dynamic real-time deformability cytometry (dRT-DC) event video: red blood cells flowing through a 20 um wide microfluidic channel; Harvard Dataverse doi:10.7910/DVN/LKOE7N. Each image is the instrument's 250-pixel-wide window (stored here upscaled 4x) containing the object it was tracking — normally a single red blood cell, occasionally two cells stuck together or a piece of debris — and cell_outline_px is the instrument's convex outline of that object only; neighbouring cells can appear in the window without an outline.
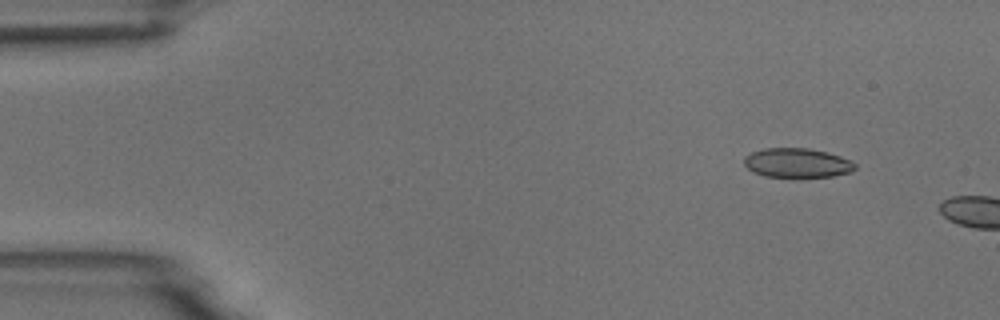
{"species": "common noctule bat (a hibernating species)", "species_latin": "Nyctalus noctula", "temperature_condition": "room temperature", "stored_images_in_passage": 3, "camera_frame_rate_fps": 3000, "um_per_image_px": 0.085, "animal": {"sex": "male", "body_mass_g": 18.8}, "frame": {"image": 1, "passage_image": 2, "time_ms": 1.0, "image_size_px": [1000, 320], "cell_outline_px": [[856, 168], [852, 172], [832, 176], [764, 176], [752, 172], [744, 164], [744, 156], [752, 152], [764, 148], [808, 148], [828, 152], [852, 160], [856, 164]], "centroid_in_image_um": [67.77, 13.83], "position_along_channel_um": 17.2, "area_um2": 18.96}}